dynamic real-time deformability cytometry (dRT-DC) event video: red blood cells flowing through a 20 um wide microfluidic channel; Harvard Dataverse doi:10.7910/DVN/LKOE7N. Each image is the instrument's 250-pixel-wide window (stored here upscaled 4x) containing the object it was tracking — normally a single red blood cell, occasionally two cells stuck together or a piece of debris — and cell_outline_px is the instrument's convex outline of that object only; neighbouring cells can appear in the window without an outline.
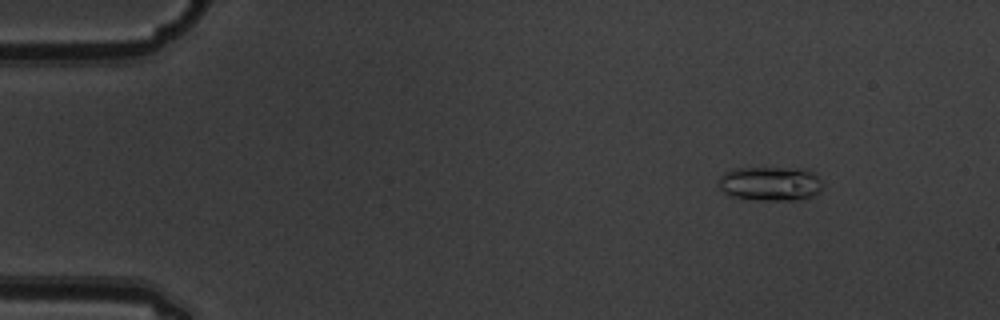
{"species": "common noctule bat (a hibernating species)", "species_latin": "Nyctalus noctula", "temperature_condition": "warm", "stored_images_in_passage": 6, "camera_frame_rate_fps": 3000, "um_per_image_px": 0.085, "animal": {"sex": "male", "body_mass_g": 19.5, "forearm_length_mm": 54.6}, "frame": {"image": 1, "passage_image": 2, "time_ms": 0.333, "image_size_px": [1000, 320], "cell_outline_px": [[820, 188], [812, 196], [796, 200], [756, 200], [732, 196], [724, 192], [720, 188], [720, 176], [724, 172], [736, 168], [804, 168], [812, 172], [820, 180]], "centroid_in_image_um": [65.44, 15.6], "position_along_channel_um": 19.6, "area_um2": 20.52}}